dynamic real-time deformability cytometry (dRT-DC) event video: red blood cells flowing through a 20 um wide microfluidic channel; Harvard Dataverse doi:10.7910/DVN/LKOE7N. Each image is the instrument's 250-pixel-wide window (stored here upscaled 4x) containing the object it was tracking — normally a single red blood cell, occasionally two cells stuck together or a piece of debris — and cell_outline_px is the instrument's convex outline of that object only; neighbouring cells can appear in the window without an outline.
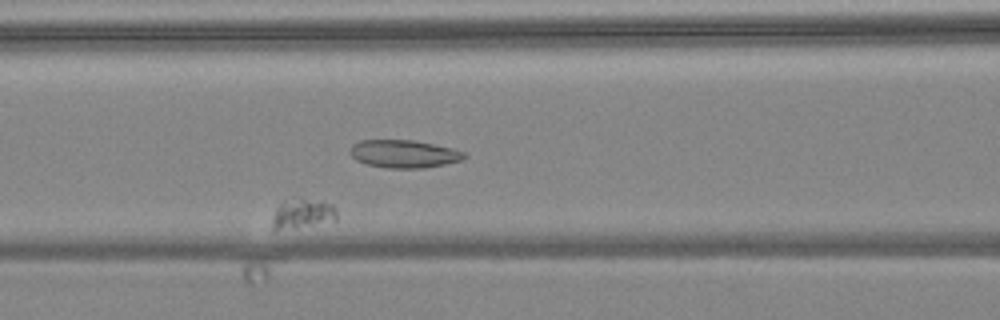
{"species": "common noctule bat (a hibernating species)", "species_latin": "Nyctalus noctula", "temperature_condition": "warm", "stored_images_in_passage": 6, "camera_frame_rate_fps": 3000, "um_per_image_px": 0.085, "animal": {"sex": "female", "body_mass_g": 24.6, "forearm_length_mm": 56.2}, "frame": {"image": 1, "passage_image": 6, "time_ms": 5.667, "image_size_px": [1000, 320], "cell_outline_px": [[336, 220], [272, 232], [272, 220], [276, 208], [284, 200], [304, 200], [332, 204], [336, 208]], "centroid_in_image_um": [25.65, 18.21], "position_along_channel_um": 141.0, "area_um2": 10.81}}